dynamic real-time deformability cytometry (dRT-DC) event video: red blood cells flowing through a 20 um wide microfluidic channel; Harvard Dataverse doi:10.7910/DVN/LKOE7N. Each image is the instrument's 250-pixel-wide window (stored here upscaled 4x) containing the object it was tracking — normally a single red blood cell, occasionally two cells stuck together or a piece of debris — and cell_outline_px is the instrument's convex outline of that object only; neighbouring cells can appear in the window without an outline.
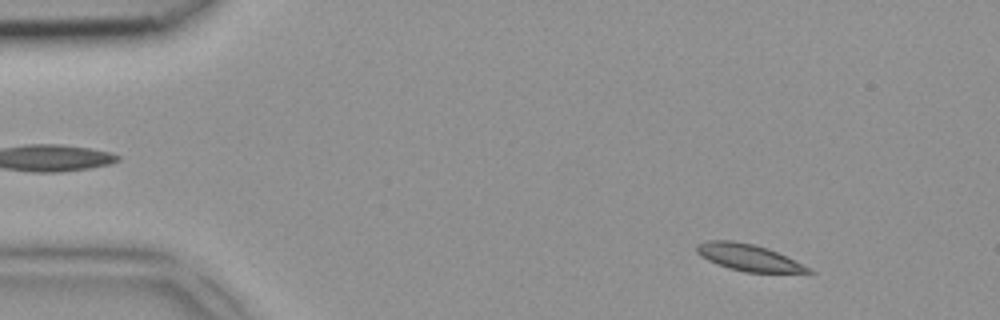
{"species": "common noctule bat (a hibernating species)", "species_latin": "Nyctalus noctula", "temperature_condition": "room temperature", "stored_images_in_passage": 46, "camera_frame_rate_fps": 3000, "um_per_image_px": 0.085, "animal": {"sex": "female", "body_mass_g": 18.4}, "frame": {"image": 1, "passage_image": 5, "time_ms": 1.333, "image_size_px": [1000, 320], "cell_outline_px": [[816, 272], [744, 272], [728, 268], [716, 264], [700, 256], [696, 252], [696, 244], [708, 240], [732, 240], [752, 244], [768, 248], [812, 268]], "centroid_in_image_um": [63.59, 21.88], "position_along_channel_um": 21.4, "area_um2": 17.34}}
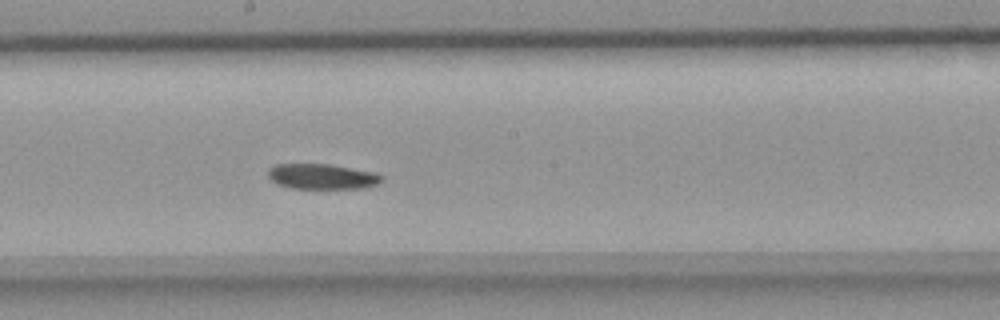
{"frame": {"image": 2, "passage_image": 25, "time_ms": 8.0, "image_size_px": [1000, 320], "cell_outline_px": [[384, 180], [376, 184], [364, 188], [288, 188], [276, 184], [268, 176], [268, 168], [276, 164], [328, 164], [376, 172], [384, 176]], "centroid_in_image_um": [27.38, 15.0], "position_along_channel_um": 220.8, "area_um2": 16.88}}
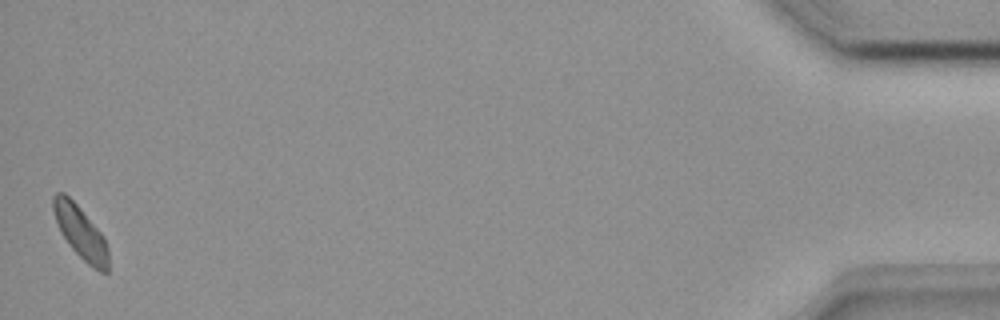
{"frame": {"image": 3, "passage_image": 46, "time_ms": 15.0, "image_size_px": [1000, 320], "cell_outline_px": [[108, 272], [100, 272], [92, 268], [72, 248], [60, 232], [52, 208], [52, 196], [56, 192], [64, 192], [80, 208], [104, 236], [108, 248]], "centroid_in_image_um": [6.85, 19.75], "position_along_channel_um": 428.4, "area_um2": 16.82}}